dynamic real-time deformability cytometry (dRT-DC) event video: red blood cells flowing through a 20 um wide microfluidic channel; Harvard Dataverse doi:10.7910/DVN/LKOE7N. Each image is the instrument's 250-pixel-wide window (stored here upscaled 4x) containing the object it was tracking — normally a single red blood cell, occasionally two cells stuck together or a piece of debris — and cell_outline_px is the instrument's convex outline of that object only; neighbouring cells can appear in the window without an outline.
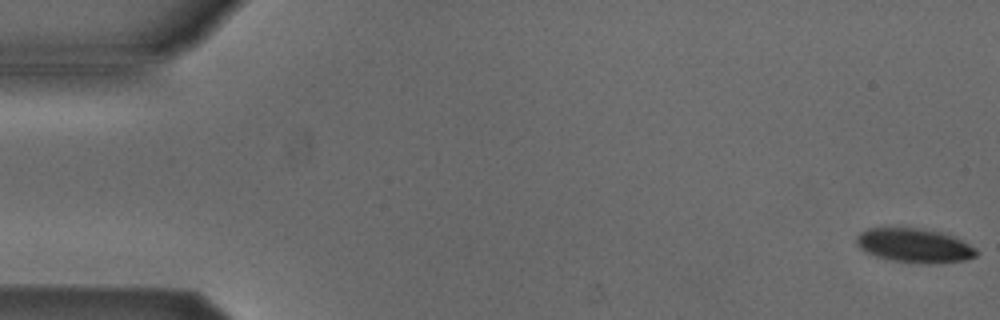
{"species": "Egyptian fruit bat (a non-hibernating species)", "species_latin": "Rousettus aegyptiacus", "temperature_condition": "cold", "stored_images_in_passage": 13, "camera_frame_rate_fps": 3000, "um_per_image_px": 0.085, "animal": {"sex": "male"}, "frame": {"image": 1, "passage_image": 1, "time_ms": 0.0, "image_size_px": [1000, 320], "cell_outline_px": [[980, 252], [976, 256], [964, 260], [936, 264], [920, 264], [892, 260], [876, 256], [864, 252], [856, 244], [856, 236], [860, 232], [868, 228], [920, 228], [940, 232], [952, 236], [976, 248]], "centroid_in_image_um": [77.71, 20.88], "position_along_channel_um": 7.3, "area_um2": 23.99}}